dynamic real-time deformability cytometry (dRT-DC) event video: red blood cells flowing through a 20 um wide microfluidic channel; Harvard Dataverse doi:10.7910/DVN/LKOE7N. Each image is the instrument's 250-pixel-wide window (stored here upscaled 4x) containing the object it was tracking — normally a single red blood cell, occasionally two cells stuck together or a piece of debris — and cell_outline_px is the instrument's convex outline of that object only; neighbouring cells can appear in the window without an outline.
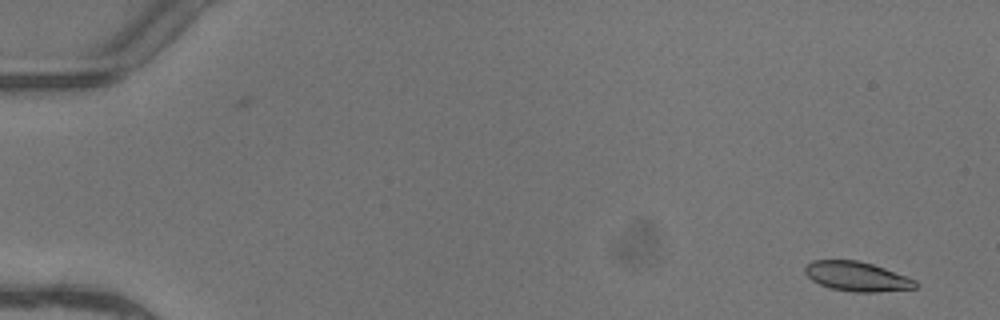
{"species": "common noctule bat (a hibernating species)", "species_latin": "Nyctalus noctula", "temperature_condition": "warm", "stored_images_in_passage": 2, "camera_frame_rate_fps": 3000, "um_per_image_px": 0.085, "animal": {"sex": "female"}, "frame": {"image": 1, "passage_image": 2, "time_ms": 0.333, "image_size_px": [1000, 320], "cell_outline_px": [[920, 284], [916, 288], [876, 292], [852, 292], [832, 288], [820, 284], [812, 280], [804, 272], [804, 268], [812, 260], [856, 260], [872, 264], [884, 268], [916, 280]], "centroid_in_image_um": [72.85, 23.5], "position_along_channel_um": 12.2, "area_um2": 18.9}}